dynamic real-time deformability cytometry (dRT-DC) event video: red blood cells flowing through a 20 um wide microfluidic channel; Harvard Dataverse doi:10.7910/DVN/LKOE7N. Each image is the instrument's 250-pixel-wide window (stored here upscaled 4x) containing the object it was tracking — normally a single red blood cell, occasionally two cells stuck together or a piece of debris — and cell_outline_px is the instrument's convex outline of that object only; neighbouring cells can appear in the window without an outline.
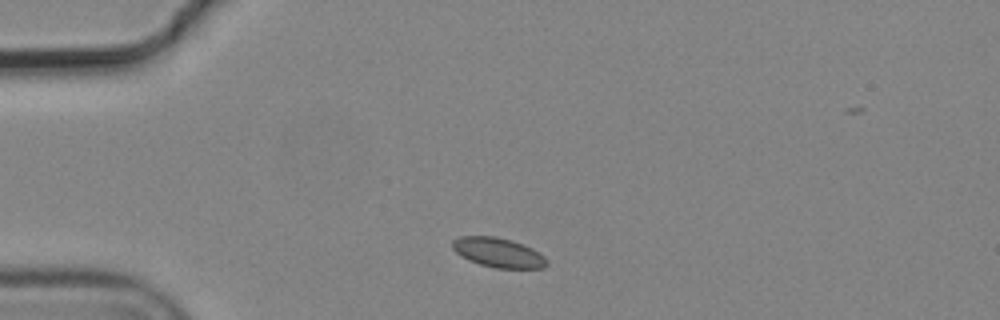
{"species": "common noctule bat (a hibernating species)", "species_latin": "Nyctalus noctula", "temperature_condition": "cold", "stored_images_in_passage": 3, "camera_frame_rate_fps": 3000, "um_per_image_px": 0.085, "animal": {"sex": "male", "body_mass_g": 19.2, "forearm_length_mm": 51.8}, "frame": {"image": 1, "passage_image": 1, "time_ms": 0.0, "image_size_px": [1000, 320], "cell_outline_px": [[548, 264], [544, 268], [496, 268], [480, 264], [468, 260], [460, 256], [452, 248], [452, 240], [460, 236], [496, 236], [512, 240], [524, 244], [532, 248], [544, 256], [548, 260]], "centroid_in_image_um": [42.35, 21.46], "position_along_channel_um": 42.6, "area_um2": 16.42}}
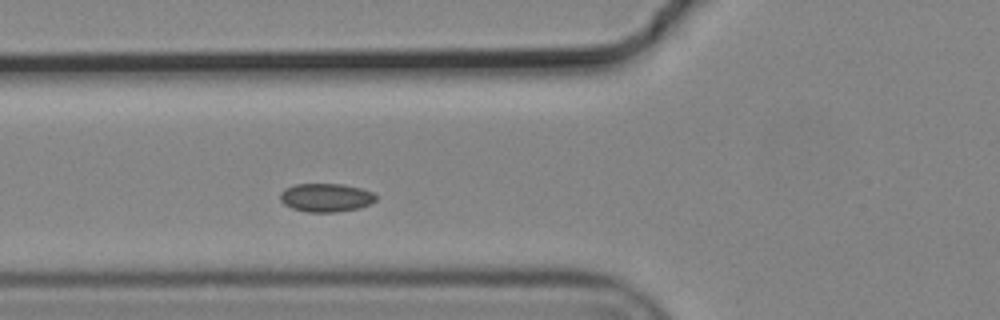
{"frame": {"image": 2, "passage_image": 3, "time_ms": 0.667, "image_size_px": [1000, 320], "cell_outline_px": [[376, 200], [372, 204], [356, 208], [336, 212], [308, 212], [292, 208], [284, 204], [280, 200], [280, 192], [284, 188], [296, 184], [344, 184], [360, 188], [372, 192], [376, 196]], "centroid_in_image_um": [27.69, 16.79], "position_along_channel_um": 98.1, "area_um2": 15.9}}